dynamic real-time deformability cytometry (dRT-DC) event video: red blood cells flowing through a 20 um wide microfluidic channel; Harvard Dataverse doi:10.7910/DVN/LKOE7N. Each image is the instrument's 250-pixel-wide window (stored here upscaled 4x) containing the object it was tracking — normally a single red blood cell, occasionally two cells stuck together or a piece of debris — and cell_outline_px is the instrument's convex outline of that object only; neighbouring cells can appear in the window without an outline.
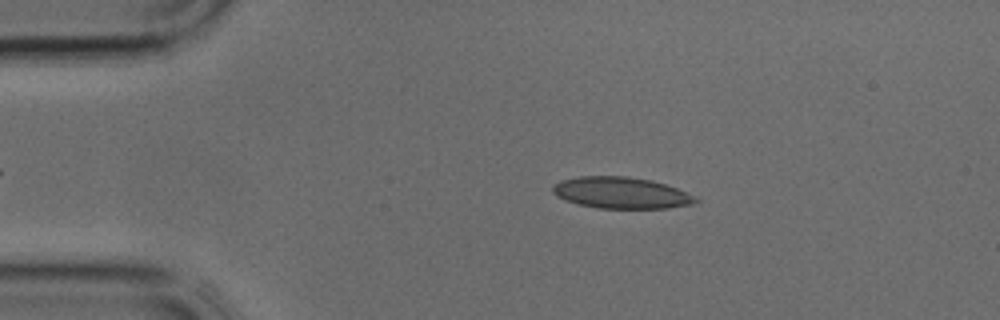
{"species": "common noctule bat (a hibernating species)", "species_latin": "Nyctalus noctula", "temperature_condition": "cold", "stored_images_in_passage": 32, "camera_frame_rate_fps": 3000, "um_per_image_px": 0.085, "animal": {"sex": "male", "body_mass_g": 17.9, "forearm_length_mm": 54.2}, "frame": {"image": 1, "passage_image": 6, "time_ms": 1.667, "image_size_px": [1000, 320], "cell_outline_px": [[700, 200], [692, 204], [668, 208], [600, 208], [580, 204], [564, 200], [556, 196], [552, 192], [552, 184], [560, 180], [580, 176], [628, 176], [652, 180], [676, 188]], "centroid_in_image_um": [52.74, 16.38], "position_along_channel_um": 32.3, "area_um2": 26.07}}
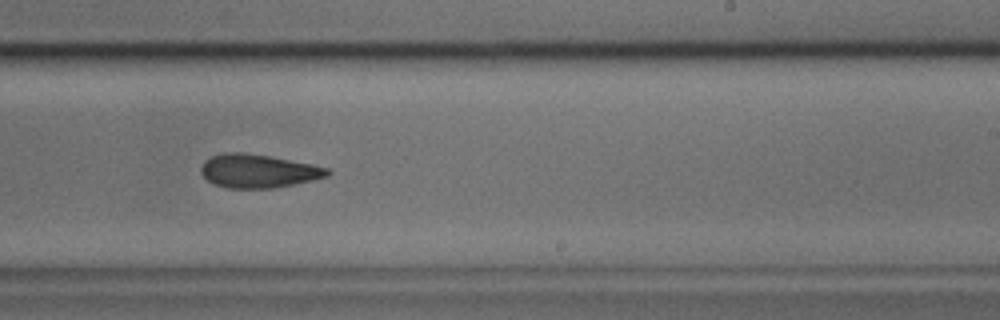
{"frame": {"image": 2, "passage_image": 22, "time_ms": 7.0, "image_size_px": [1000, 320], "cell_outline_px": [[332, 172], [328, 176], [312, 180], [272, 188], [228, 188], [216, 184], [208, 180], [200, 172], [200, 168], [204, 160], [212, 156], [224, 152], [244, 152], [268, 156], [312, 164], [328, 168]], "centroid_in_image_um": [21.93, 14.53], "position_along_channel_um": 267.1, "area_um2": 24.51}}
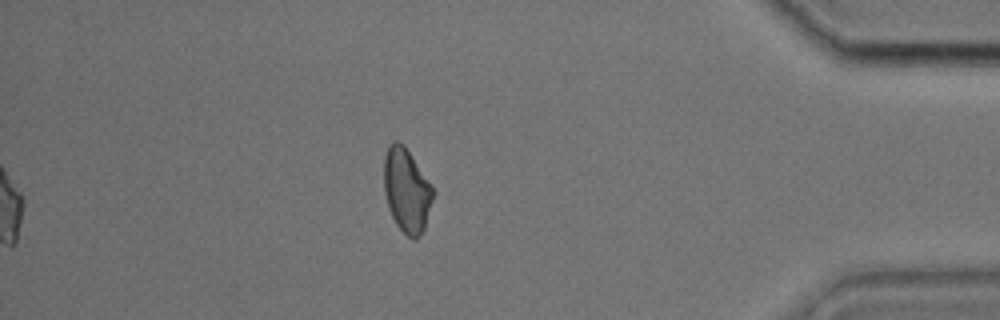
{"frame": {"image": 3, "passage_image": 32, "time_ms": 10.333, "image_size_px": [1000, 320], "cell_outline_px": [[432, 200], [424, 228], [420, 236], [416, 240], [412, 240], [396, 224], [388, 208], [384, 192], [384, 156], [388, 144], [392, 140], [396, 140], [404, 144], [432, 188]], "centroid_in_image_um": [34.52, 16.17], "position_along_channel_um": 400.7, "area_um2": 23.7}}